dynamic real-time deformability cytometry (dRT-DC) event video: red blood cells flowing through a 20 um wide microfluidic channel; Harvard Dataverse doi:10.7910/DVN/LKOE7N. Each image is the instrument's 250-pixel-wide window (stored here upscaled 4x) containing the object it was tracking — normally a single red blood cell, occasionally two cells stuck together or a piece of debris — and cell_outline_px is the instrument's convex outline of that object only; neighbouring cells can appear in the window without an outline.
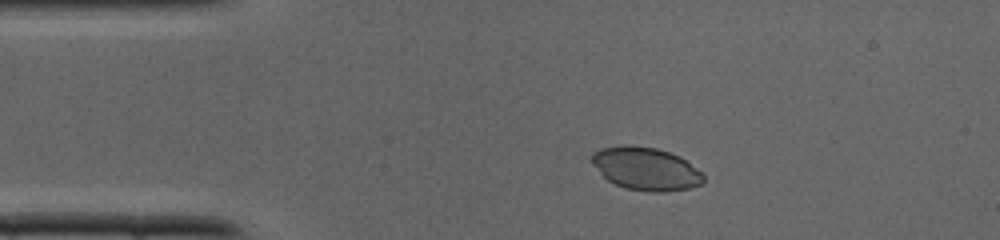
{"species": "common noctule bat (a hibernating species)", "species_latin": "Nyctalus noctula", "temperature_condition": "cold", "stored_images_in_passage": 31, "camera_frame_rate_fps": 3000, "um_per_image_px": 0.085, "animal": {"sex": "male", "body_mass_g": 19.0, "forearm_length_mm": 50.8}, "frame": {"image": 1, "passage_image": 1, "time_ms": 0.0, "image_size_px": [1000, 240], "cell_outline_px": [[704, 180], [700, 184], [692, 188], [664, 192], [652, 192], [624, 188], [608, 180], [592, 164], [592, 152], [600, 148], [624, 144], [656, 148], [680, 156], [696, 168], [704, 176]], "centroid_in_image_um": [54.89, 14.34], "position_along_channel_um": 30.1, "area_um2": 27.92}}
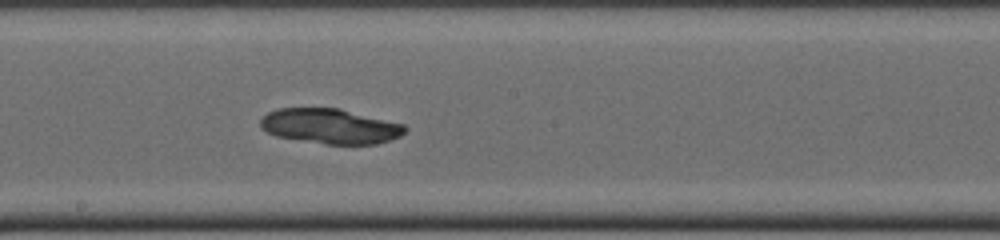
{"frame": {"image": 2, "passage_image": 14, "time_ms": 4.333, "image_size_px": [1000, 240], "cell_outline_px": [[408, 128], [400, 136], [376, 144], [324, 144], [276, 136], [260, 128], [260, 120], [268, 112], [276, 108], [340, 108], [404, 124]], "centroid_in_image_um": [28.06, 10.72], "position_along_channel_um": 220.1, "area_um2": 29.54}}
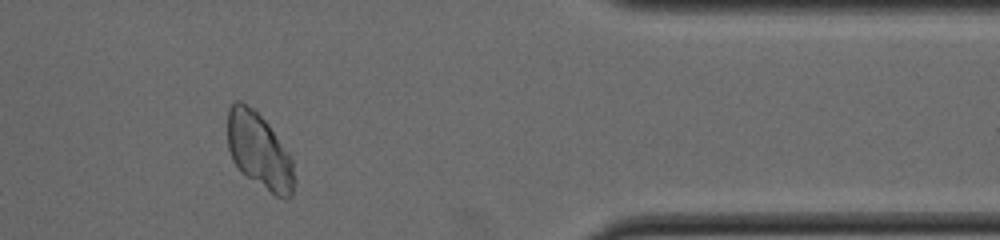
{"frame": {"image": 3, "passage_image": 25, "time_ms": 8.0, "image_size_px": [1000, 240], "cell_outline_px": [[296, 180], [292, 196], [276, 196], [240, 172], [232, 160], [228, 148], [228, 108], [236, 100], [240, 100], [252, 108], [268, 124], [288, 152], [292, 160]], "centroid_in_image_um": [22.03, 12.83], "position_along_channel_um": 389.4, "area_um2": 29.3}}